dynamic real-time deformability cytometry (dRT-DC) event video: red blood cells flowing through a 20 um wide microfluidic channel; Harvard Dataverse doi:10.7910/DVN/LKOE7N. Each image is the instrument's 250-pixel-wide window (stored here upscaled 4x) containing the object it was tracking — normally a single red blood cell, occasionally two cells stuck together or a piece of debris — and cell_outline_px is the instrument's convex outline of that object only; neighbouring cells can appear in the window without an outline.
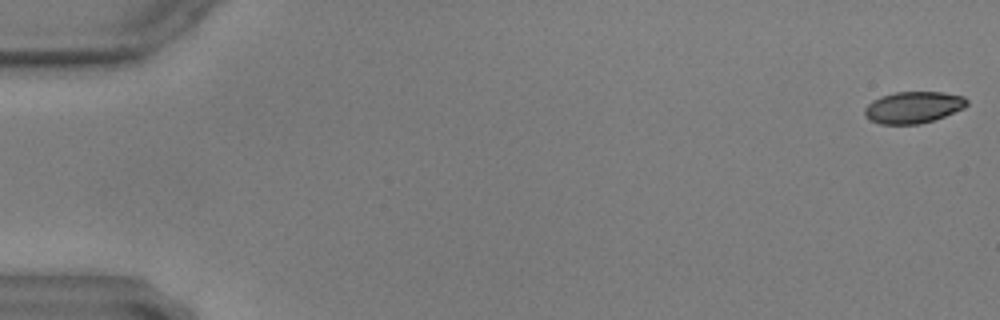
{"species": "common noctule bat (a hibernating species)", "species_latin": "Nyctalus noctula", "temperature_condition": "warm", "stored_images_in_passage": 59, "camera_frame_rate_fps": 3000, "um_per_image_px": 0.085, "animal": {"sex": "male", "body_mass_g": 17.9, "forearm_length_mm": 54.2}, "frame": {"image": 1, "passage_image": 1, "time_ms": 0.0, "image_size_px": [1000, 320], "cell_outline_px": [[968, 104], [964, 108], [944, 116], [920, 124], [880, 124], [868, 120], [864, 116], [864, 108], [872, 100], [880, 96], [896, 92], [944, 92], [964, 96], [968, 100]], "centroid_in_image_um": [77.6, 9.12], "position_along_channel_um": 7.4, "area_um2": 19.02}}
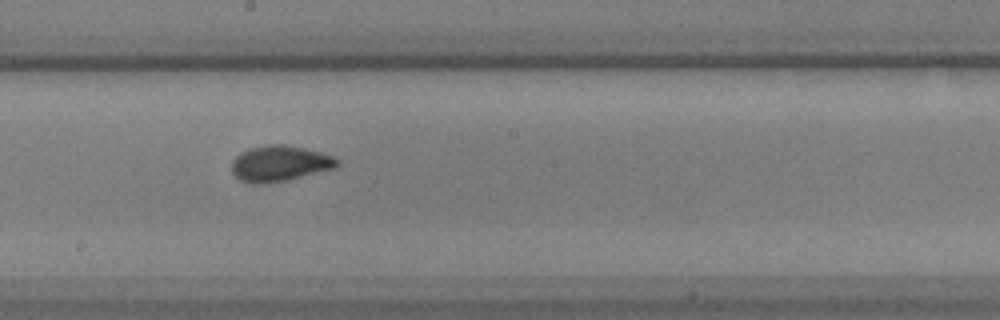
{"frame": {"image": 2, "passage_image": 33, "time_ms": 10.667, "image_size_px": [1000, 320], "cell_outline_px": [[340, 164], [332, 168], [288, 180], [268, 184], [248, 184], [240, 180], [232, 172], [232, 160], [240, 152], [248, 148], [268, 144], [284, 144], [304, 148], [336, 156], [340, 160]], "centroid_in_image_um": [23.75, 13.9], "position_along_channel_um": 224.4, "area_um2": 22.25}}
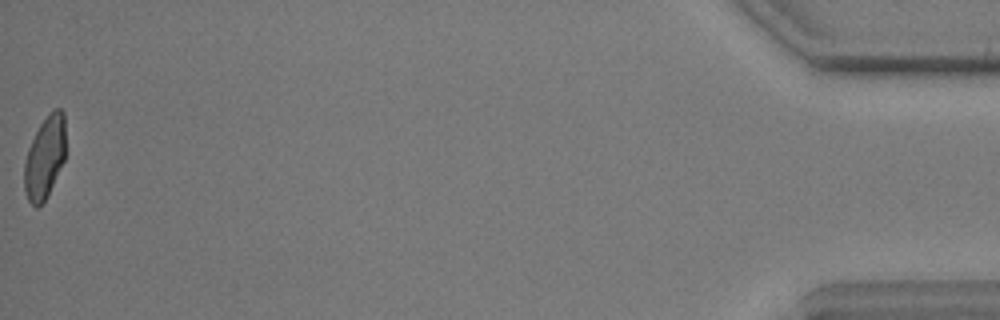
{"frame": {"image": 3, "passage_image": 59, "time_ms": 19.333, "image_size_px": [1000, 320], "cell_outline_px": [[64, 160], [44, 200], [36, 208], [28, 200], [24, 192], [24, 164], [28, 148], [40, 124], [52, 108], [60, 108], [64, 112]], "centroid_in_image_um": [3.79, 13.35], "position_along_channel_um": 431.4, "area_um2": 19.48}}